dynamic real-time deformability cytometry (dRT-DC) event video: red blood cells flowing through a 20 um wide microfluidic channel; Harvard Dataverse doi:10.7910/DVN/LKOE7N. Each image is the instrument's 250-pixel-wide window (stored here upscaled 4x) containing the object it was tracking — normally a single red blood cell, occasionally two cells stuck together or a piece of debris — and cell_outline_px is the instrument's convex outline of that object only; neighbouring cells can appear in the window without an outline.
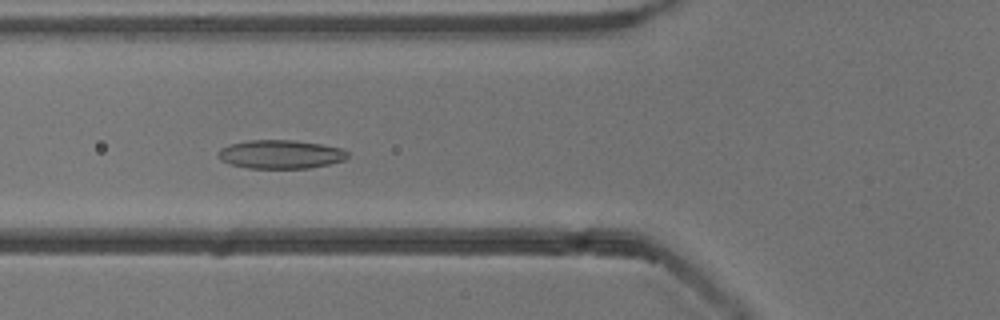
{"species": "common noctule bat (a hibernating species)", "species_latin": "Nyctalus noctula", "temperature_condition": "cold", "stored_images_in_passage": 41, "camera_frame_rate_fps": 3000, "um_per_image_px": 0.085, "animal": {"sex": "male", "body_mass_g": 13.3}, "frame": {"image": 1, "passage_image": 6, "time_ms": 1.667, "image_size_px": [1000, 320], "cell_outline_px": [[348, 156], [344, 160], [328, 164], [308, 168], [248, 168], [228, 164], [220, 160], [216, 156], [216, 152], [220, 148], [228, 144], [248, 140], [296, 140], [320, 144], [340, 148], [348, 152]], "centroid_in_image_um": [23.77, 13.11], "position_along_channel_um": 102.0, "area_um2": 21.79}}
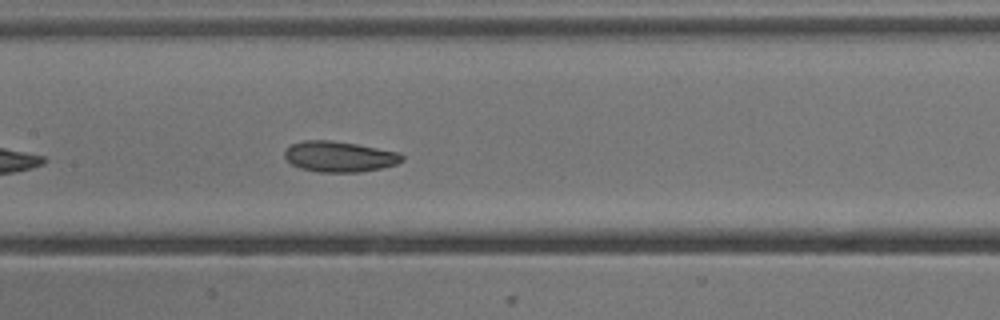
{"frame": {"image": 2, "passage_image": 12, "time_ms": 3.667, "image_size_px": [1000, 320], "cell_outline_px": [[404, 160], [396, 164], [380, 168], [360, 172], [316, 172], [300, 168], [292, 164], [284, 156], [284, 152], [292, 144], [304, 140], [328, 140], [356, 144], [400, 152], [404, 156]], "centroid_in_image_um": [28.86, 13.31], "position_along_channel_um": 178.5, "area_um2": 20.92}}
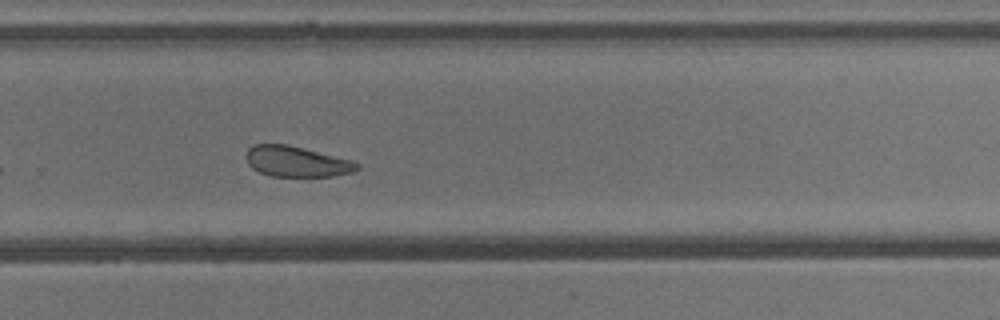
{"frame": {"image": 3, "passage_image": 22, "time_ms": 7.0, "image_size_px": [1000, 320], "cell_outline_px": [[360, 168], [352, 172], [332, 176], [272, 176], [260, 172], [252, 168], [248, 164], [244, 156], [248, 148], [252, 144], [288, 144], [352, 160], [360, 164]], "centroid_in_image_um": [25.18, 13.72], "position_along_channel_um": 304.6, "area_um2": 19.88}}